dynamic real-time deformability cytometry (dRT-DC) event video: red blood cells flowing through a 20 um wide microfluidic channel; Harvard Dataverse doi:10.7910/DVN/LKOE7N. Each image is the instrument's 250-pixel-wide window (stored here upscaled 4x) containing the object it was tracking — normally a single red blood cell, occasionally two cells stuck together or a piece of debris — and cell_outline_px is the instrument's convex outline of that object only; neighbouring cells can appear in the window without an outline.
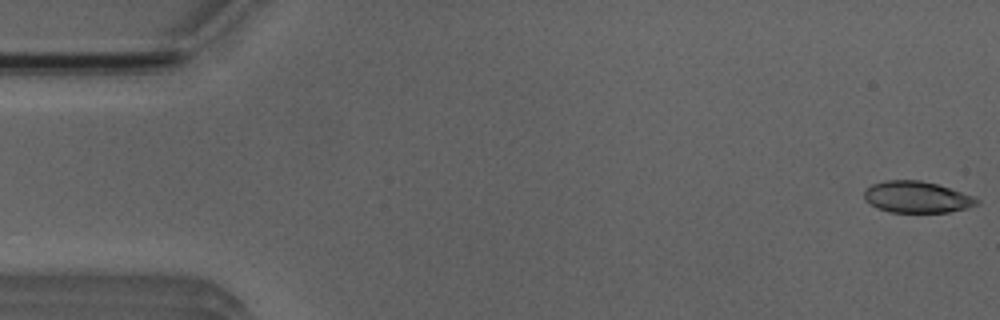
{"species": "Egyptian fruit bat (a non-hibernating species)", "species_latin": "Rousettus aegyptiacus", "temperature_condition": "room temperature", "stored_images_in_passage": 52, "camera_frame_rate_fps": 3000, "um_per_image_px": 0.085, "animal": {"sex": "male"}, "frame": {"image": 1, "passage_image": 1, "time_ms": 0.0, "image_size_px": [1000, 320], "cell_outline_px": [[980, 204], [968, 208], [948, 212], [888, 212], [864, 200], [864, 192], [872, 184], [888, 180], [920, 180], [936, 184], [976, 196], [980, 200]], "centroid_in_image_um": [77.99, 16.75], "position_along_channel_um": 7.0, "area_um2": 20.63}}
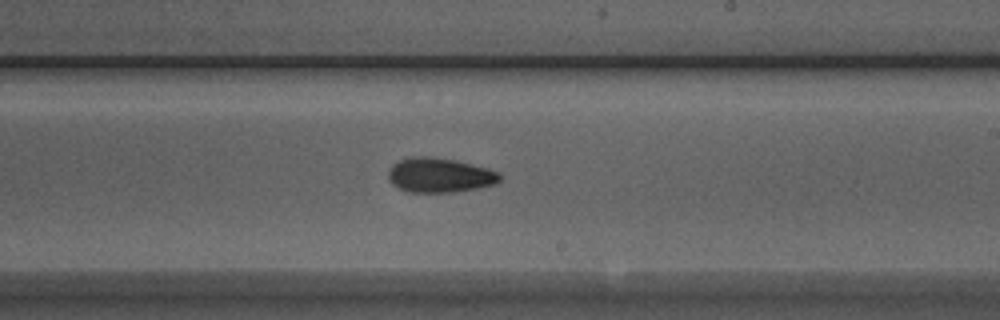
{"frame": {"image": 2, "passage_image": 30, "time_ms": 9.667, "image_size_px": [1000, 320], "cell_outline_px": [[500, 180], [496, 184], [476, 188], [452, 192], [408, 192], [392, 184], [388, 180], [388, 172], [392, 164], [400, 160], [412, 156], [428, 156], [452, 160], [472, 164], [488, 168], [500, 172]], "centroid_in_image_um": [37.36, 14.89], "position_along_channel_um": 251.6, "area_um2": 22.43}}
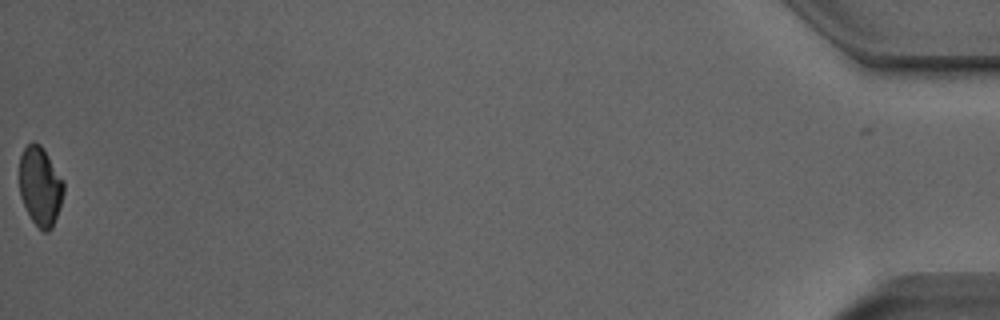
{"frame": {"image": 3, "passage_image": 52, "time_ms": 17.0, "image_size_px": [1000, 320], "cell_outline_px": [[64, 192], [60, 208], [52, 228], [48, 232], [44, 232], [32, 220], [20, 196], [20, 156], [24, 148], [32, 140], [40, 144], [64, 180]], "centroid_in_image_um": [3.44, 15.82], "position_along_channel_um": 431.8, "area_um2": 20.35}, "authors_computed_cell_mechanics": {"area_um2": 21.7617, "velocity_mm_per_s": 3.9294, "shape_relaxation_time_tau1_ms": 4.0344, "shape_relaxation_time_tau2_ms": 2.2301, "deformation_change_tau1": 0.1196, "deformation_change_tau2": 0.0743}}